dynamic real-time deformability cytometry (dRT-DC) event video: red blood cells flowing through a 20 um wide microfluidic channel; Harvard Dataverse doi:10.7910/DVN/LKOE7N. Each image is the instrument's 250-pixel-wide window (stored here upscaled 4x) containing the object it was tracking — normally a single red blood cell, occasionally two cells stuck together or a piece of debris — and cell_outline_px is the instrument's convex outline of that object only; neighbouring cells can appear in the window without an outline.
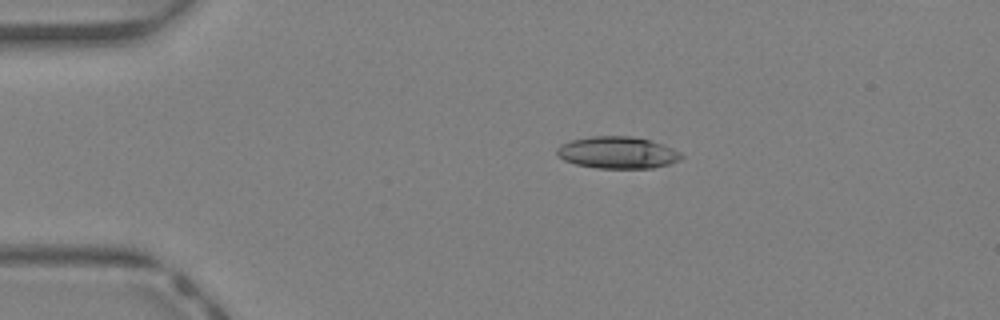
{"species": "Egyptian fruit bat (a non-hibernating species)", "species_latin": "Rousettus aegyptiacus", "temperature_condition": "warm", "stored_images_in_passage": 39, "camera_frame_rate_fps": 3000, "um_per_image_px": 0.085, "animal": {"sex": "female"}, "frame": {"image": 1, "passage_image": 3, "time_ms": 0.667, "image_size_px": [1000, 320], "cell_outline_px": [[684, 156], [680, 160], [668, 164], [652, 168], [596, 168], [576, 164], [564, 160], [556, 156], [556, 148], [560, 144], [572, 140], [592, 136], [632, 136], [648, 140], [672, 148], [680, 152]], "centroid_in_image_um": [52.45, 12.97], "position_along_channel_um": 32.5, "area_um2": 23.12}}
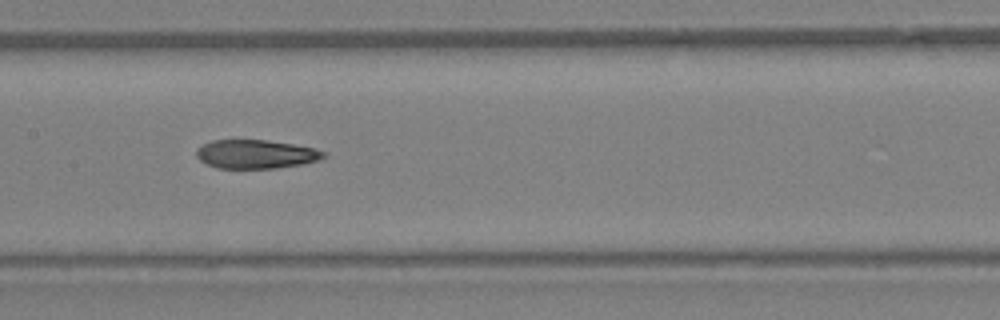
{"frame": {"image": 2, "passage_image": 16, "time_ms": 5.0, "image_size_px": [1000, 320], "cell_outline_px": [[328, 152], [324, 156], [316, 160], [304, 164], [276, 168], [216, 168], [200, 160], [196, 156], [196, 148], [212, 140], [268, 140], [292, 144], [312, 148]], "centroid_in_image_um": [21.72, 13.1], "position_along_channel_um": 185.7, "area_um2": 21.21}}
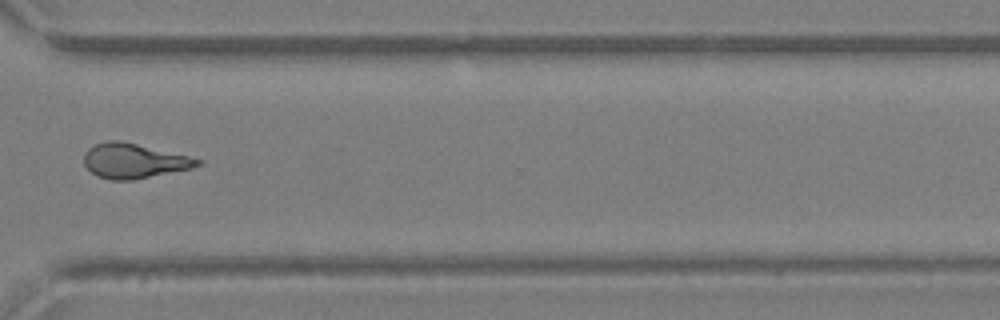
{"frame": {"image": 3, "passage_image": 27, "time_ms": 8.667, "image_size_px": [1000, 320], "cell_outline_px": [[204, 160], [200, 164], [192, 168], [132, 180], [112, 180], [96, 176], [84, 164], [84, 152], [88, 148], [96, 144], [108, 140], [120, 140], [188, 156]], "centroid_in_image_um": [11.36, 13.67], "position_along_channel_um": 359.2, "area_um2": 22.83}, "authors_computed_cell_mechanics": {"area_um2": 22.831, "velocity_mm_per_s": 4.7319, "shape_relaxation_time_tau1_ms": null, "shape_relaxation_time_tau2_ms": 4.6975, "deformation_change_tau1": null, "deformation_change_tau2": 0.1443}}